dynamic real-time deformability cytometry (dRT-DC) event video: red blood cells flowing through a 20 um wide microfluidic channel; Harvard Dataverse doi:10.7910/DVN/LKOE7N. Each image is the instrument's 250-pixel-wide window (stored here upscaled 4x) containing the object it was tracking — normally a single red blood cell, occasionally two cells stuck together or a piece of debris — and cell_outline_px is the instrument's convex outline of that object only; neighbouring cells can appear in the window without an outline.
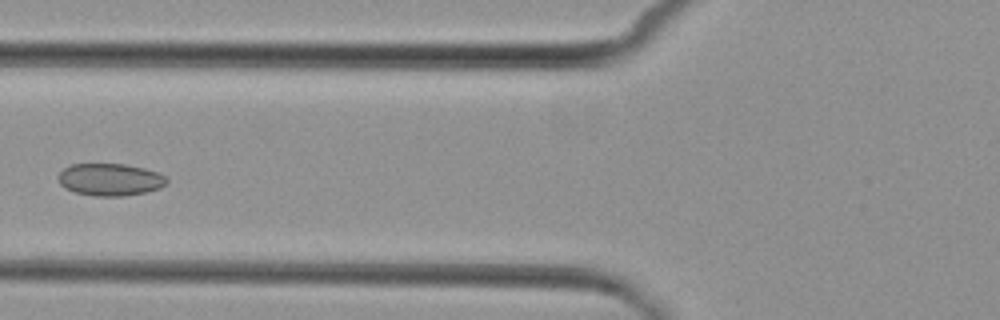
{"species": "common noctule bat (a hibernating species)", "species_latin": "Nyctalus noctula", "temperature_condition": "cold", "stored_images_in_passage": 9, "camera_frame_rate_fps": 3000, "um_per_image_px": 0.085, "animal": {"sex": "female", "body_mass_g": 29.2, "forearm_length_mm": 56.3}, "frame": {"image": 1, "passage_image": 7, "time_ms": 7.0, "image_size_px": [1000, 320], "cell_outline_px": [[168, 184], [160, 188], [144, 192], [124, 196], [96, 196], [76, 192], [64, 188], [60, 184], [56, 176], [64, 168], [72, 164], [124, 164], [144, 168], [156, 172], [164, 176], [168, 180]], "centroid_in_image_um": [9.34, 15.26], "position_along_channel_um": 116.5, "area_um2": 20.4}}
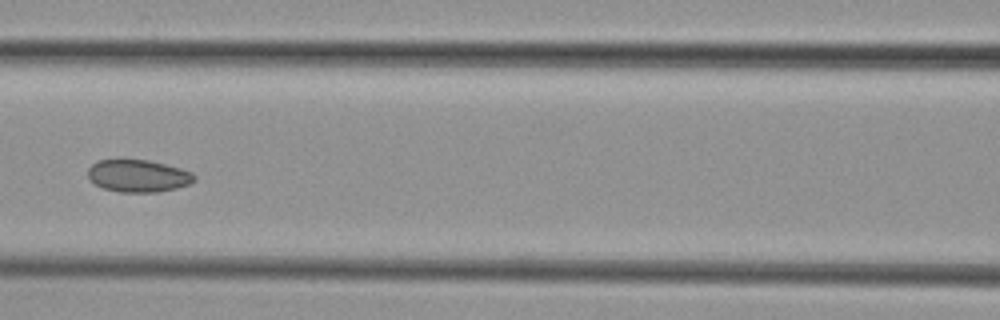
{"frame": {"image": 2, "passage_image": 8, "time_ms": 8.0, "image_size_px": [1000, 320], "cell_outline_px": [[196, 180], [188, 184], [176, 188], [160, 192], [120, 192], [104, 188], [92, 184], [88, 180], [88, 168], [92, 164], [100, 160], [148, 160], [180, 168], [192, 172], [196, 176]], "centroid_in_image_um": [11.73, 14.96], "position_along_channel_um": 154.9, "area_um2": 20.11}}